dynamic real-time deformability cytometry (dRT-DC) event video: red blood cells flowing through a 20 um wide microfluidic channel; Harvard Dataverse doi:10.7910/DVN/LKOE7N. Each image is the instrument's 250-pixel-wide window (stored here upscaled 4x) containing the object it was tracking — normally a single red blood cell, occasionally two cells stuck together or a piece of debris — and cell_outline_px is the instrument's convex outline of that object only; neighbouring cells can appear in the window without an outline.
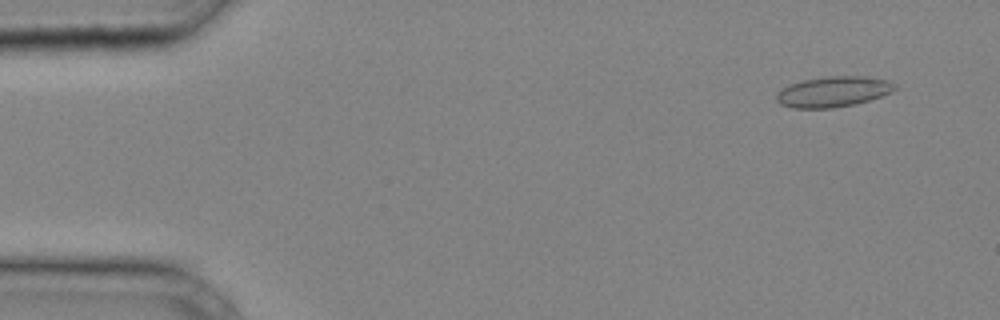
{"species": "common noctule bat (a hibernating species)", "species_latin": "Nyctalus noctula", "temperature_condition": "cold", "stored_images_in_passage": 35, "camera_frame_rate_fps": 3000, "um_per_image_px": 0.085, "animal": {"sex": "male", "body_mass_g": 20.4}, "frame": {"image": 1, "passage_image": 3, "time_ms": 0.667, "image_size_px": [1000, 320], "cell_outline_px": [[896, 88], [892, 92], [856, 104], [832, 108], [792, 108], [780, 104], [776, 100], [776, 92], [788, 84], [804, 80], [828, 76], [868, 76], [884, 80], [896, 84]], "centroid_in_image_um": [70.79, 7.79], "position_along_channel_um": 14.2, "area_um2": 21.1}}
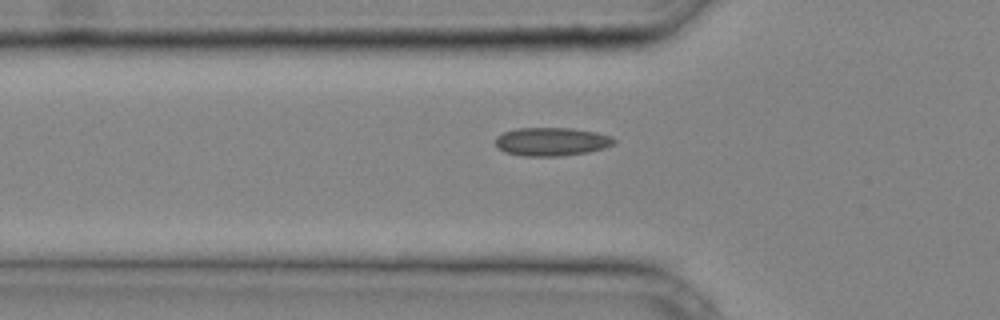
{"frame": {"image": 2, "passage_image": 13, "time_ms": 4.0, "image_size_px": [1000, 320], "cell_outline_px": [[616, 144], [604, 148], [588, 152], [560, 156], [524, 156], [504, 152], [496, 144], [496, 136], [504, 132], [516, 128], [572, 128], [596, 132], [612, 136], [616, 140]], "centroid_in_image_um": [46.92, 12.04], "position_along_channel_um": 78.9, "area_um2": 19.71}}
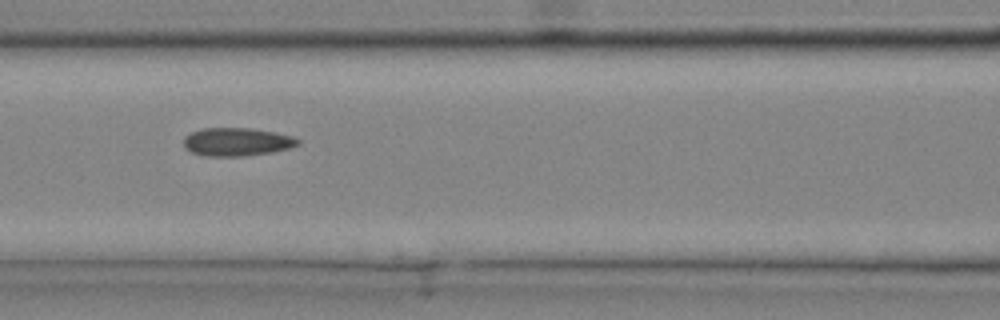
{"frame": {"image": 3, "passage_image": 17, "time_ms": 5.333, "image_size_px": [1000, 320], "cell_outline_px": [[300, 144], [288, 148], [272, 152], [244, 156], [208, 156], [192, 152], [184, 148], [184, 136], [200, 128], [252, 128], [296, 136], [300, 140]], "centroid_in_image_um": [20.15, 12.05], "position_along_channel_um": 146.5, "area_um2": 18.9}}